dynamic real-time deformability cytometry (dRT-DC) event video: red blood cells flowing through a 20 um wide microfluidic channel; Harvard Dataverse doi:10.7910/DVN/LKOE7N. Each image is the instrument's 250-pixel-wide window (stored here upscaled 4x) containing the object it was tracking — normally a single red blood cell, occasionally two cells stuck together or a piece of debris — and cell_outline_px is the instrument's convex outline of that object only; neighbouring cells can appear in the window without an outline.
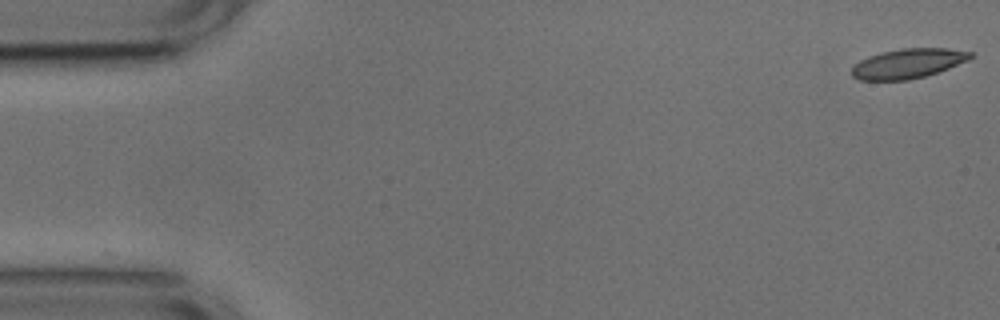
{"species": "common noctule bat (a hibernating species)", "species_latin": "Nyctalus noctula", "temperature_condition": "cold", "stored_images_in_passage": 53, "camera_frame_rate_fps": 3000, "um_per_image_px": 0.085, "animal": {"sex": "male", "body_mass_g": 17.9, "forearm_length_mm": 54.2}, "frame": {"image": 1, "passage_image": 1, "time_ms": 0.0, "image_size_px": [1000, 320], "cell_outline_px": [[976, 56], [968, 60], [948, 68], [924, 76], [908, 80], [860, 80], [852, 76], [852, 68], [860, 60], [868, 56], [880, 52], [900, 48], [948, 48], [972, 52]], "centroid_in_image_um": [77.19, 5.38], "position_along_channel_um": 7.8, "area_um2": 20.52}}
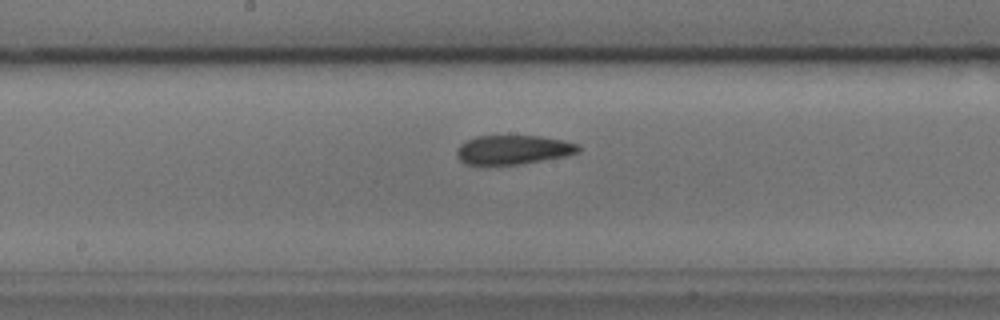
{"frame": {"image": 2, "passage_image": 27, "time_ms": 8.667, "image_size_px": [1000, 320], "cell_outline_px": [[580, 152], [564, 156], [520, 164], [464, 164], [456, 156], [456, 152], [460, 144], [464, 140], [476, 136], [540, 136], [564, 140], [580, 144]], "centroid_in_image_um": [43.61, 12.71], "position_along_channel_um": 204.6, "area_um2": 20.69}}
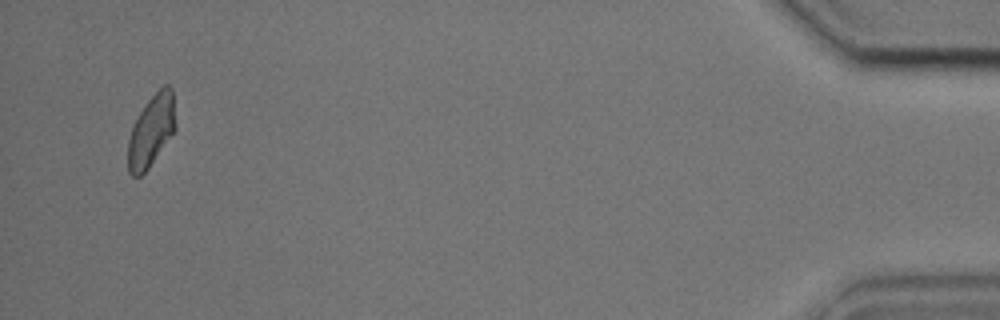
{"frame": {"image": 3, "passage_image": 51, "time_ms": 16.667, "image_size_px": [1000, 320], "cell_outline_px": [[176, 128], [148, 168], [140, 176], [132, 176], [128, 172], [128, 140], [132, 124], [144, 104], [164, 84], [168, 84], [172, 88], [176, 124]], "centroid_in_image_um": [12.85, 11.09], "position_along_channel_um": 422.4, "area_um2": 19.83}, "authors_computed_cell_mechanics": {"area_um2": 20.9236, "velocity_mm_per_s": 3.7543, "shape_relaxation_time_tau1_ms": 7.8533, "shape_relaxation_time_tau2_ms": 1.938, "deformation_change_tau1": 0.1868, "deformation_change_tau2": 0.0943}}